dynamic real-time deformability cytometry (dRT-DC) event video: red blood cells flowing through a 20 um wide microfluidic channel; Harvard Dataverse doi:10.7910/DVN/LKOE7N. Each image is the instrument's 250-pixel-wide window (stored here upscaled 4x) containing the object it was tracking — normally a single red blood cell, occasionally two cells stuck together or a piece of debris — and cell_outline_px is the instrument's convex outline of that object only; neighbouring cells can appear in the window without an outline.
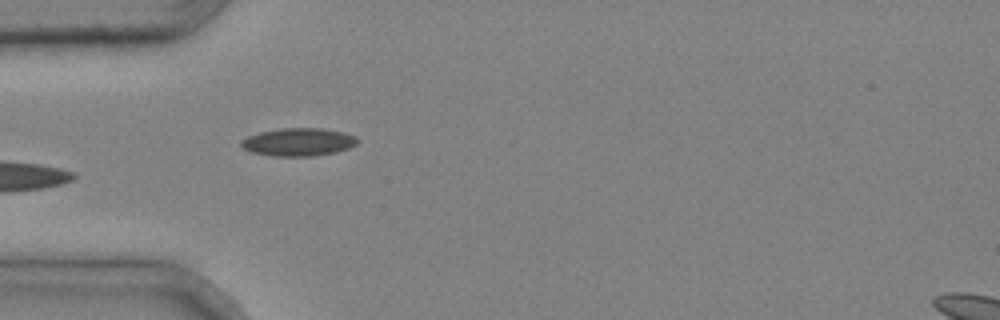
{"species": "common noctule bat (a hibernating species)", "species_latin": "Nyctalus noctula", "temperature_condition": "cold", "stored_images_in_passage": 6, "camera_frame_rate_fps": 3000, "um_per_image_px": 0.085, "animal": {"sex": "male", "body_mass_g": 20.4}, "frame": {"image": 1, "passage_image": 5, "time_ms": 1.333, "image_size_px": [1000, 320], "cell_outline_px": [[360, 140], [356, 144], [348, 148], [336, 152], [316, 156], [272, 156], [252, 152], [244, 148], [240, 144], [240, 140], [248, 136], [260, 132], [280, 128], [320, 128], [344, 132], [356, 136]], "centroid_in_image_um": [25.38, 12.07], "position_along_channel_um": 59.6, "area_um2": 19.02}}